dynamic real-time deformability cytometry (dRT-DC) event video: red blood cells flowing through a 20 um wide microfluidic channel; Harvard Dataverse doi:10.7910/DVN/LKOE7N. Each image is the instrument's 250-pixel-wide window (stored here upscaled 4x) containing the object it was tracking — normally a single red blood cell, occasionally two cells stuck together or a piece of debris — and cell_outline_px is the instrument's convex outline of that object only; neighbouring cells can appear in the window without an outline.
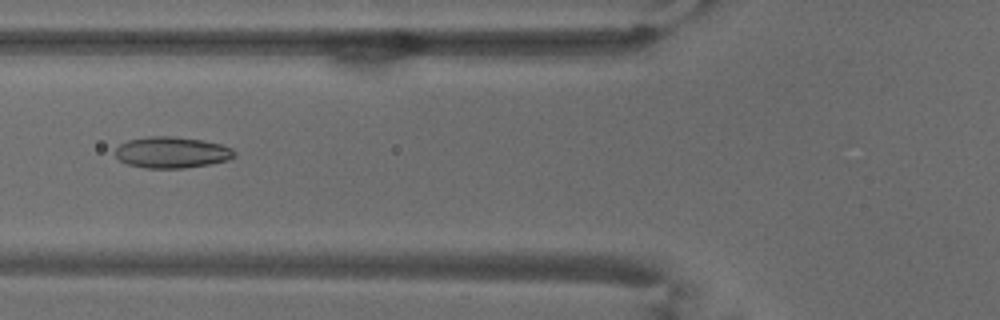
{"species": "common noctule bat (a hibernating species)", "species_latin": "Nyctalus noctula", "temperature_condition": "warm", "stored_images_in_passage": 51, "camera_frame_rate_fps": 3000, "um_per_image_px": 0.085, "animal": {"sex": "male", "body_mass_g": 18.8}, "frame": {"image": 1, "passage_image": 18, "time_ms": 5.667, "image_size_px": [1000, 320], "cell_outline_px": [[236, 156], [228, 160], [208, 164], [184, 168], [144, 168], [128, 164], [120, 160], [116, 156], [116, 148], [120, 144], [128, 140], [148, 136], [176, 136], [200, 140], [220, 144], [232, 148], [236, 152]], "centroid_in_image_um": [14.61, 12.95], "position_along_channel_um": 111.2, "area_um2": 21.68}}
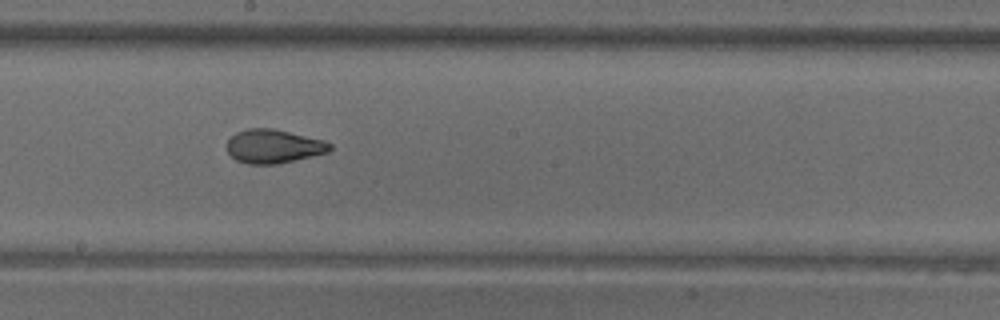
{"frame": {"image": 2, "passage_image": 27, "time_ms": 8.667, "image_size_px": [1000, 320], "cell_outline_px": [[332, 148], [328, 152], [312, 156], [276, 164], [248, 164], [236, 160], [228, 152], [228, 140], [236, 132], [248, 128], [272, 128], [324, 140], [332, 144]], "centroid_in_image_um": [23.26, 12.43], "position_along_channel_um": 224.9, "area_um2": 20.11}}
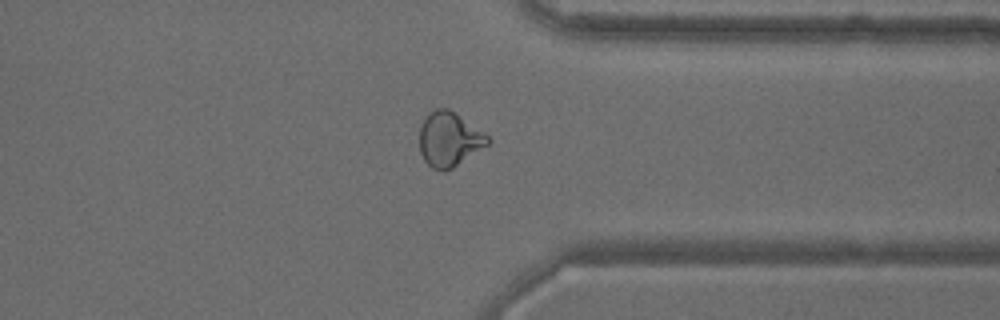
{"frame": {"image": 3, "passage_image": 39, "time_ms": 12.667, "image_size_px": [1000, 320], "cell_outline_px": [[492, 140], [488, 144], [452, 168], [444, 172], [440, 172], [432, 168], [424, 160], [420, 152], [420, 124], [428, 112], [436, 108], [448, 108], [484, 132]], "centroid_in_image_um": [38.15, 11.84], "position_along_channel_um": 373.2, "area_um2": 21.68}, "authors_computed_cell_mechanics": {"area_um2": 21.964, "velocity_mm_per_s": 3.7786, "shape_relaxation_time_tau1_ms": 8.7966, "shape_relaxation_time_tau2_ms": 1.3058, "deformation_change_tau1": 0.2384, "deformation_change_tau2": 0.0802}}